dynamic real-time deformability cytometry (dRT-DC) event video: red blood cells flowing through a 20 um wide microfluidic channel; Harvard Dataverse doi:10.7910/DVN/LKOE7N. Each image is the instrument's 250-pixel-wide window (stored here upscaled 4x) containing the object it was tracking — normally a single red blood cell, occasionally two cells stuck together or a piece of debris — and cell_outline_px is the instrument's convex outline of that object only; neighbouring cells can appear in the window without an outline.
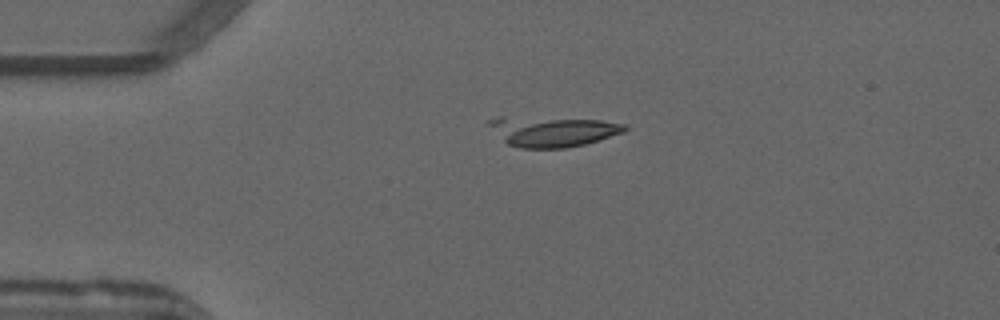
{"species": "common noctule bat (a hibernating species)", "species_latin": "Nyctalus noctula", "temperature_condition": "warm", "stored_images_in_passage": 7, "camera_frame_rate_fps": 3000, "um_per_image_px": 0.085, "animal": {"sex": "male", "forearm_length_mm": 52.5}, "frame": {"image": 1, "passage_image": 2, "time_ms": 0.333, "image_size_px": [1000, 320], "cell_outline_px": [[628, 128], [624, 132], [584, 144], [564, 148], [520, 148], [508, 144], [488, 124], [488, 120], [496, 116], [504, 116], [600, 120], [628, 124]], "centroid_in_image_um": [46.97, 11.15], "position_along_channel_um": 38.0, "area_um2": 23.76}}